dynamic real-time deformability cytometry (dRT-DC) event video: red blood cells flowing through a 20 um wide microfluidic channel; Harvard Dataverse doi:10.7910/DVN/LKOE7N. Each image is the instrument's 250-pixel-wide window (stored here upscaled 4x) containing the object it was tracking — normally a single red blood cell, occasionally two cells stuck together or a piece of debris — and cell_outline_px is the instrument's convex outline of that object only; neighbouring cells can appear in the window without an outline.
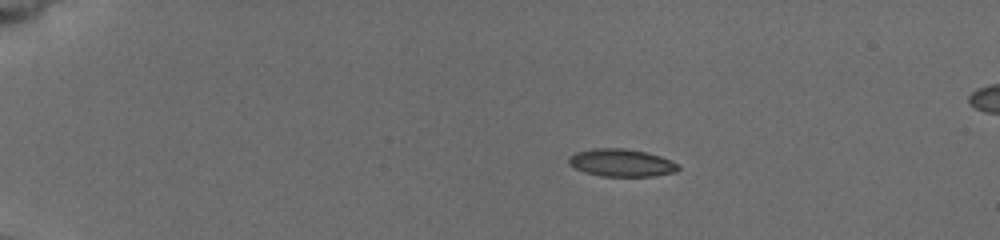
{"species": "common noctule bat (a hibernating species)", "species_latin": "Nyctalus noctula", "temperature_condition": "cold", "stored_images_in_passage": 10, "camera_frame_rate_fps": 3000, "um_per_image_px": 0.085, "animal": {"sex": "female", "body_mass_g": 19.5, "forearm_length_mm": 54.1}, "frame": {"image": 1, "passage_image": 4, "time_ms": 2.667, "image_size_px": [1000, 240], "cell_outline_px": [[680, 168], [676, 172], [652, 176], [600, 176], [584, 172], [568, 164], [568, 156], [576, 152], [596, 148], [624, 148], [644, 152], [660, 156], [672, 160], [680, 164]], "centroid_in_image_um": [52.83, 13.84], "position_along_channel_um": 32.2, "area_um2": 17.69}}
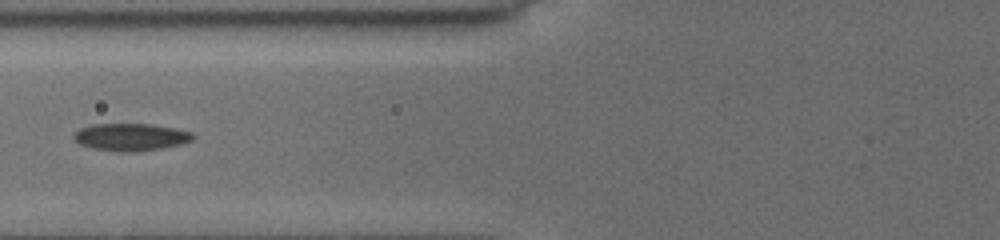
{"frame": {"image": 2, "passage_image": 9, "time_ms": 7.0, "image_size_px": [1000, 240], "cell_outline_px": [[196, 136], [192, 140], [180, 144], [160, 148], [132, 152], [120, 152], [92, 148], [80, 144], [72, 136], [80, 128], [92, 124], [152, 124], [176, 128], [192, 132]], "centroid_in_image_um": [11.13, 11.64], "position_along_channel_um": 114.7, "area_um2": 18.96}}